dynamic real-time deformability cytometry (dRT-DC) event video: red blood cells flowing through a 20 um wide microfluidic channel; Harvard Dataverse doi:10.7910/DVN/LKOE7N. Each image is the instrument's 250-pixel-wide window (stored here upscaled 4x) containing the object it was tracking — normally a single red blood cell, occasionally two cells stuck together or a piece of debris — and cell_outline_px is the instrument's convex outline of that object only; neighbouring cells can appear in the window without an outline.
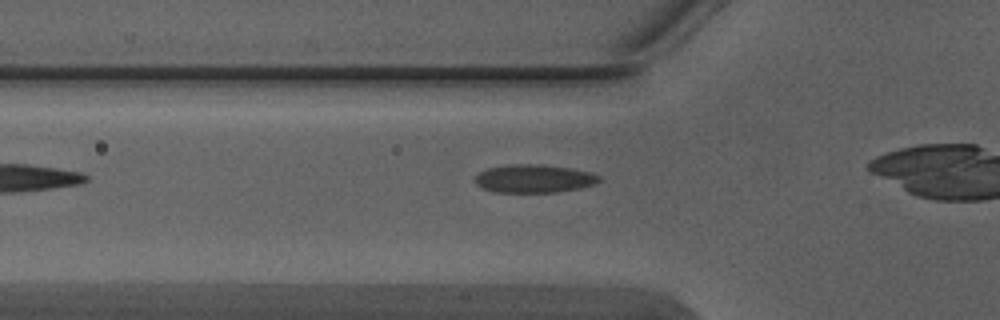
{"species": "Egyptian fruit bat (a non-hibernating species)", "species_latin": "Rousettus aegyptiacus", "temperature_condition": "warm", "stored_images_in_passage": 4, "camera_frame_rate_fps": 3000, "um_per_image_px": 0.085, "animal": {"sex": "male"}, "frame": {"image": 1, "passage_image": 4, "time_ms": 1.0, "image_size_px": [1000, 320], "cell_outline_px": [[600, 180], [596, 184], [580, 188], [556, 192], [496, 192], [484, 188], [476, 184], [476, 176], [480, 172], [488, 168], [508, 164], [540, 164], [572, 168], [588, 172], [600, 176]], "centroid_in_image_um": [45.41, 15.17], "position_along_channel_um": 80.4, "area_um2": 20.29}}